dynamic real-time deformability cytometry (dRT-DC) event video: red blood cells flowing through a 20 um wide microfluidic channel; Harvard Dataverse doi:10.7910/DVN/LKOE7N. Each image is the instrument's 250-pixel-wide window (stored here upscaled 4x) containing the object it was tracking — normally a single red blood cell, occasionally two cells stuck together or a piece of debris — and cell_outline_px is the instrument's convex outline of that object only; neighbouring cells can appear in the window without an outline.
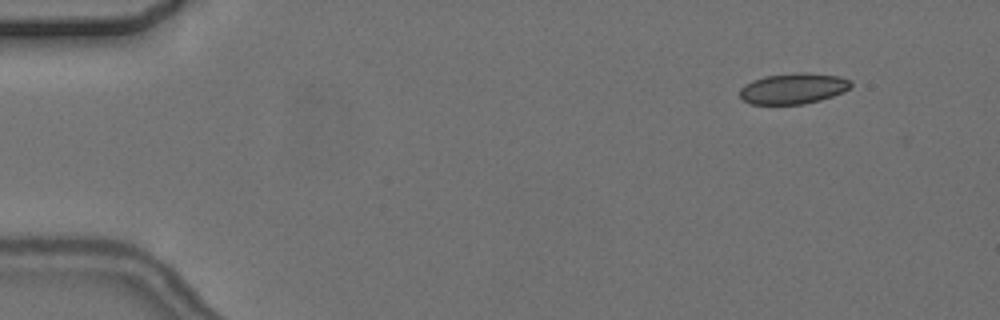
{"species": "common noctule bat (a hibernating species)", "species_latin": "Nyctalus noctula", "temperature_condition": "cold", "stored_images_in_passage": 6, "camera_frame_rate_fps": 3000, "um_per_image_px": 0.085, "animal": {"sex": "female", "body_mass_g": 24.6, "forearm_length_mm": 56.2}, "frame": {"image": 1, "passage_image": 2, "time_ms": 1.667, "image_size_px": [1000, 320], "cell_outline_px": [[852, 84], [844, 92], [820, 100], [804, 104], [748, 104], [740, 96], [740, 88], [744, 84], [752, 80], [764, 76], [796, 72], [808, 72], [840, 76], [852, 80]], "centroid_in_image_um": [67.43, 7.51], "position_along_channel_um": 17.6, "area_um2": 20.17}}
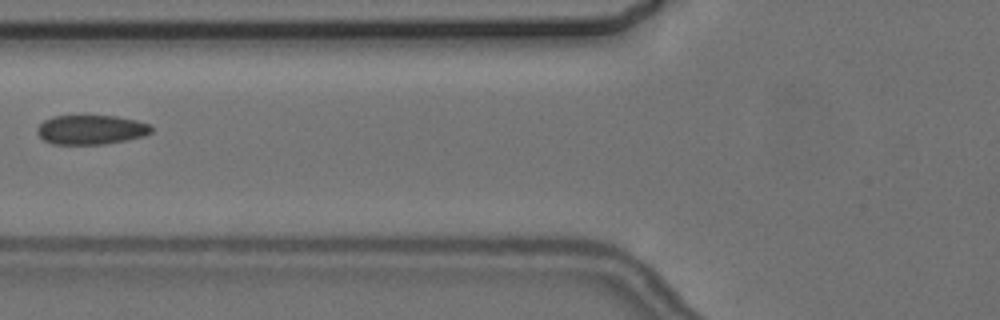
{"frame": {"image": 2, "passage_image": 6, "time_ms": 7.333, "image_size_px": [1000, 320], "cell_outline_px": [[152, 132], [144, 136], [128, 140], [104, 144], [52, 144], [44, 140], [36, 132], [36, 128], [44, 120], [52, 116], [116, 116], [136, 120], [148, 124], [152, 128]], "centroid_in_image_um": [7.73, 11.03], "position_along_channel_um": 118.1, "area_um2": 19.59}}